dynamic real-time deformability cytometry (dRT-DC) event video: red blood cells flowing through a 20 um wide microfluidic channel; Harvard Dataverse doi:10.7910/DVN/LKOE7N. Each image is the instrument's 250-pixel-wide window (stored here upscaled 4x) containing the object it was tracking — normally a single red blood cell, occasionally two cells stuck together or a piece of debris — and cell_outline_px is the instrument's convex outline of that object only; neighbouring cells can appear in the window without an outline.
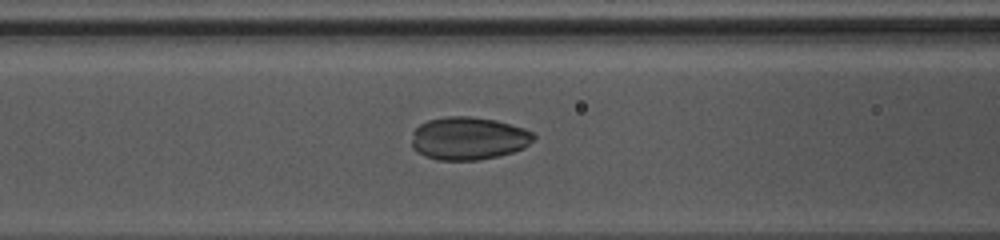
{"species": "common noctule bat (a hibernating species)", "species_latin": "Nyctalus noctula", "temperature_condition": "warm", "stored_images_in_passage": 40, "camera_frame_rate_fps": 3000, "um_per_image_px": 0.085, "animal": {"sex": "female", "body_mass_g": 10.0, "forearm_length_mm": 53.1}, "frame": {"image": 1, "passage_image": 10, "time_ms": 3.0, "image_size_px": [1000, 240], "cell_outline_px": [[536, 136], [524, 148], [512, 152], [480, 160], [436, 160], [424, 156], [416, 152], [412, 148], [412, 132], [420, 124], [428, 120], [448, 116], [472, 116], [496, 120], [524, 128], [532, 132]], "centroid_in_image_um": [39.79, 11.76], "position_along_channel_um": 126.8, "area_um2": 30.63}}
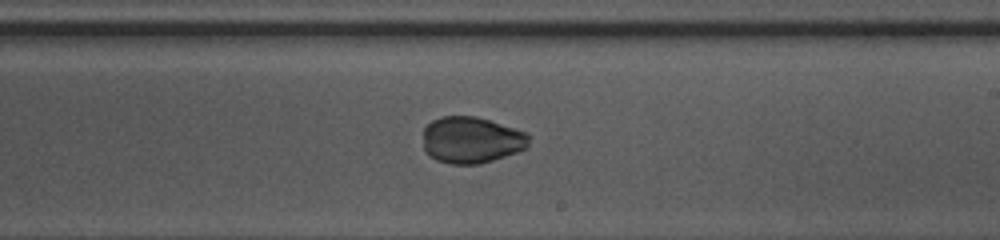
{"frame": {"image": 2, "passage_image": 19, "time_ms": 6.0, "image_size_px": [1000, 240], "cell_outline_px": [[528, 144], [524, 148], [516, 152], [480, 164], [452, 164], [436, 160], [424, 148], [424, 128], [432, 120], [440, 116], [476, 116], [528, 132]], "centroid_in_image_um": [40.06, 11.88], "position_along_channel_um": 248.9, "area_um2": 28.5}}
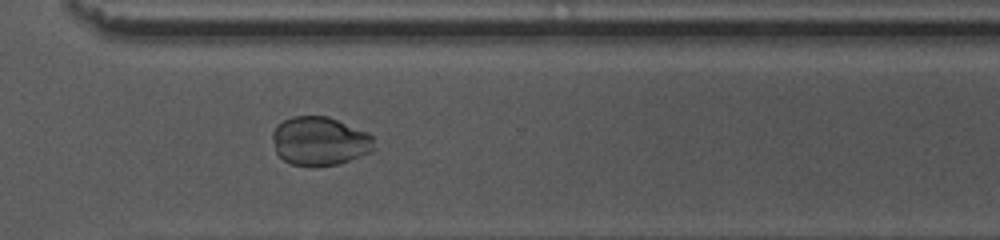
{"frame": {"image": 3, "passage_image": 26, "time_ms": 8.333, "image_size_px": [1000, 240], "cell_outline_px": [[376, 148], [372, 152], [340, 164], [312, 168], [292, 164], [284, 160], [276, 152], [272, 140], [272, 132], [276, 124], [292, 116], [328, 116], [368, 132], [372, 136]], "centroid_in_image_um": [27.19, 12.01], "position_along_channel_um": 343.4, "area_um2": 29.48}}